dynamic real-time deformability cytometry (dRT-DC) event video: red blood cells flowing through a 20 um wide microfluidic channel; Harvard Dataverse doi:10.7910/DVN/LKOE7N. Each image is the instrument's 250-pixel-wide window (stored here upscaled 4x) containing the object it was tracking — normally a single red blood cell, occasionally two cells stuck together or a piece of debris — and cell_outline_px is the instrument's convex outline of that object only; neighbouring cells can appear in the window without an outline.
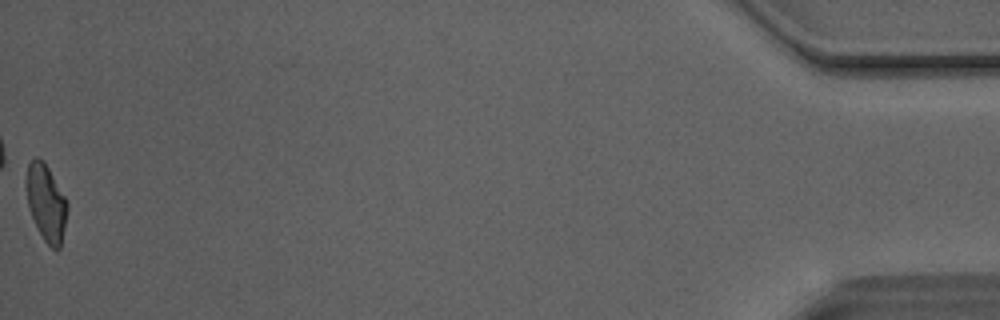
{"species": "Egyptian fruit bat (a non-hibernating species)", "species_latin": "Rousettus aegyptiacus", "temperature_condition": "room temperature", "stored_images_in_passage": 49, "camera_frame_rate_fps": 3000, "um_per_image_px": 0.085, "animal": {"sex": "male"}, "frame": {"image": 1, "passage_image": 49, "time_ms": 16.0, "image_size_px": [1000, 320], "cell_outline_px": [[68, 208], [60, 248], [52, 248], [44, 240], [28, 208], [24, 184], [24, 180], [28, 164], [36, 156], [44, 160], [68, 200]], "centroid_in_image_um": [3.9, 17.15], "position_along_channel_um": 431.3, "area_um2": 18.61}, "authors_computed_cell_mechanics": {"area_um2": 19.3052, "velocity_mm_per_s": 4.12, "shape_relaxation_time_tau1_ms": 4.2073, "shape_relaxation_time_tau2_ms": 2.0866, "deformation_change_tau1": 0.1673, "deformation_change_tau2": 0.1064}}